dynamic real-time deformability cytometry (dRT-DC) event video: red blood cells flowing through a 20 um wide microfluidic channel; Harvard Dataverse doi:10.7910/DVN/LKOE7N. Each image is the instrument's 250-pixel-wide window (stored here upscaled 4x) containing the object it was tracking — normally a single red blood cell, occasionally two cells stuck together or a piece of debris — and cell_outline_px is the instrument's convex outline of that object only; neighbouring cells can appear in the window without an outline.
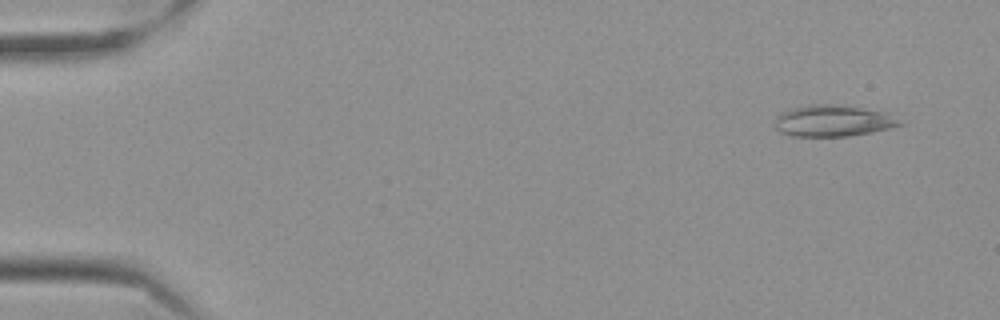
{"species": "Egyptian fruit bat (a non-hibernating species)", "species_latin": "Rousettus aegyptiacus", "temperature_condition": "cold", "stored_images_in_passage": 13, "camera_frame_rate_fps": 3000, "um_per_image_px": 0.085, "frame": {"image": 1, "passage_image": 4, "time_ms": 1.0, "image_size_px": [1000, 320], "cell_outline_px": [[904, 124], [892, 128], [872, 132], [848, 136], [792, 136], [780, 132], [776, 128], [776, 116], [780, 112], [792, 108], [808, 104], [836, 104], [884, 112]], "centroid_in_image_um": [70.76, 10.27], "position_along_channel_um": 14.2, "area_um2": 22.72}}